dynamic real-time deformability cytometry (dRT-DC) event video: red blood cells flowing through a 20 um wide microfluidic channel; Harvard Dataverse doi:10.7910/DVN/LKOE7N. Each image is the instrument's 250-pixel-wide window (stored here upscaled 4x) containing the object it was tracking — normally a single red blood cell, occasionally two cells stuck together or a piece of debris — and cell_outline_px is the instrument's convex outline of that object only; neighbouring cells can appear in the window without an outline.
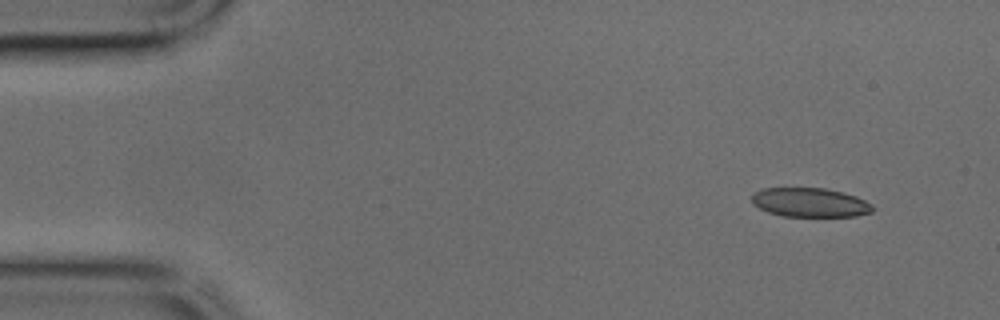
{"species": "common noctule bat (a hibernating species)", "species_latin": "Nyctalus noctula", "temperature_condition": "cold", "stored_images_in_passage": 43, "camera_frame_rate_fps": 3000, "um_per_image_px": 0.085, "animal": {"sex": "male", "body_mass_g": 17.9, "forearm_length_mm": 54.2}, "frame": {"image": 1, "passage_image": 3, "time_ms": 0.667, "image_size_px": [1000, 320], "cell_outline_px": [[872, 212], [856, 216], [784, 216], [768, 212], [752, 204], [752, 192], [760, 188], [824, 188], [844, 192], [856, 196], [872, 204]], "centroid_in_image_um": [68.82, 17.2], "position_along_channel_um": 16.2, "area_um2": 20.58}}
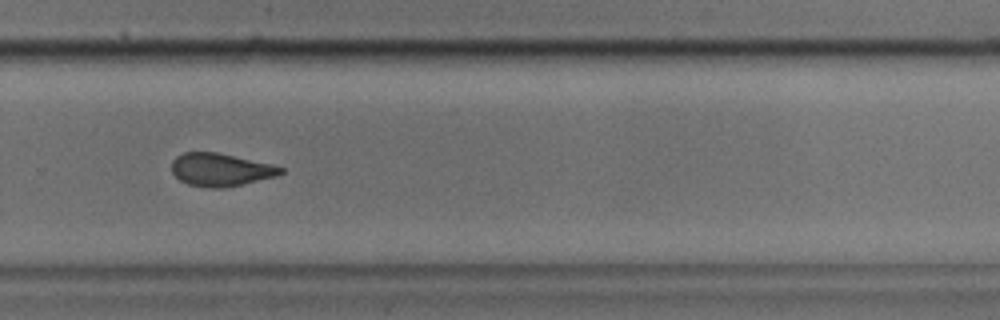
{"frame": {"image": 2, "passage_image": 29, "time_ms": 9.333, "image_size_px": [1000, 320], "cell_outline_px": [[284, 172], [276, 176], [240, 184], [220, 188], [208, 188], [188, 184], [180, 180], [172, 172], [172, 160], [176, 156], [184, 152], [216, 152], [272, 164], [284, 168]], "centroid_in_image_um": [18.73, 14.42], "position_along_channel_um": 311.1, "area_um2": 20.69}}
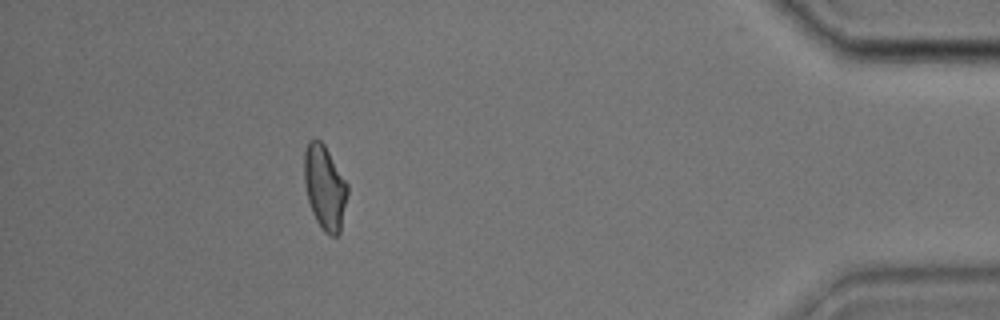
{"frame": {"image": 3, "passage_image": 39, "time_ms": 12.667, "image_size_px": [1000, 320], "cell_outline_px": [[348, 192], [340, 232], [336, 236], [332, 236], [324, 232], [316, 220], [312, 212], [308, 200], [304, 184], [304, 152], [308, 140], [316, 136], [324, 144], [348, 184]], "centroid_in_image_um": [27.59, 15.89], "position_along_channel_um": 407.6, "area_um2": 21.44}}